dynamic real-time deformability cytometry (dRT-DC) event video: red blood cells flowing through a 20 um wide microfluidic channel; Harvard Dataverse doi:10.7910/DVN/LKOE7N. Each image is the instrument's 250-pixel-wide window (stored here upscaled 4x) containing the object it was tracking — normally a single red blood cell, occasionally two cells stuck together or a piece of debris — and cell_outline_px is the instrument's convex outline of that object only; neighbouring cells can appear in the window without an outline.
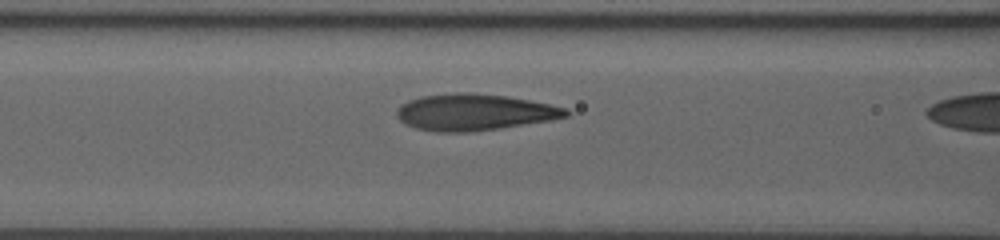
{"species": "human", "species_latin": "Homo sapiens", "temperature_condition": "room temperature", "stored_images_in_passage": 14, "camera_frame_rate_fps": 3000, "um_per_image_px": 0.085, "donor": {"sex": "male"}, "frame": {"image": 1, "passage_image": 13, "time_ms": 4.0, "image_size_px": [1000, 240], "cell_outline_px": [[572, 112], [568, 116], [548, 120], [500, 128], [468, 132], [436, 132], [416, 128], [404, 124], [396, 116], [396, 108], [400, 104], [408, 100], [420, 96], [456, 92], [472, 92], [508, 96], [568, 108]], "centroid_in_image_um": [40.27, 9.53], "position_along_channel_um": 126.3, "area_um2": 36.18}}